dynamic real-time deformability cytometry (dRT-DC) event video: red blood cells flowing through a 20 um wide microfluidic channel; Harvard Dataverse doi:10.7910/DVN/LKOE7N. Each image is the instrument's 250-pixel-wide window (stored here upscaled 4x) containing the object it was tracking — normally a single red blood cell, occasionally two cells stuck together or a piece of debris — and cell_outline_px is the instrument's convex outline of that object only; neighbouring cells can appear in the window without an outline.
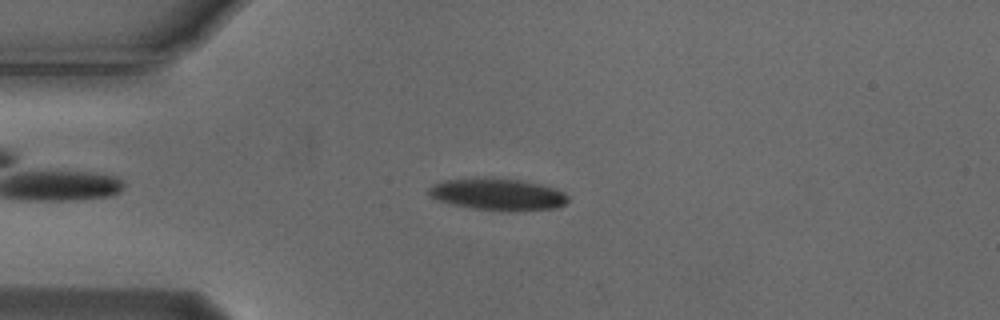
{"species": "Egyptian fruit bat (a non-hibernating species)", "species_latin": "Rousettus aegyptiacus", "temperature_condition": "cold", "stored_images_in_passage": 30, "camera_frame_rate_fps": 3000, "um_per_image_px": 0.085, "animal": {"sex": "male"}, "frame": {"image": 1, "passage_image": 2, "time_ms": 0.333, "image_size_px": [1000, 320], "cell_outline_px": [[568, 200], [564, 204], [556, 208], [512, 212], [508, 212], [472, 208], [452, 204], [428, 196], [428, 188], [444, 180], [520, 180], [540, 184], [564, 192], [568, 196]], "centroid_in_image_um": [42.36, 16.57], "position_along_channel_um": 42.6, "area_um2": 25.09}}
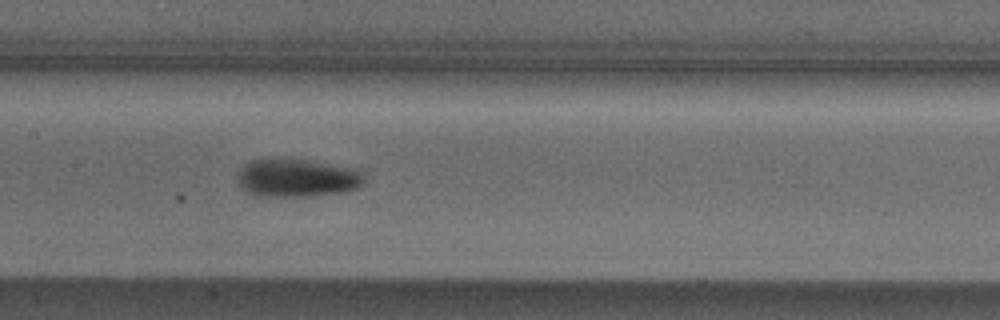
{"frame": {"image": 2, "passage_image": 15, "time_ms": 4.667, "image_size_px": [1000, 320], "cell_outline_px": [[364, 184], [356, 188], [340, 192], [308, 196], [256, 196], [240, 188], [236, 180], [236, 176], [240, 168], [244, 164], [252, 160], [288, 156], [360, 168], [364, 176]], "centroid_in_image_um": [25.23, 15.07], "position_along_channel_um": 182.2, "area_um2": 29.25}}
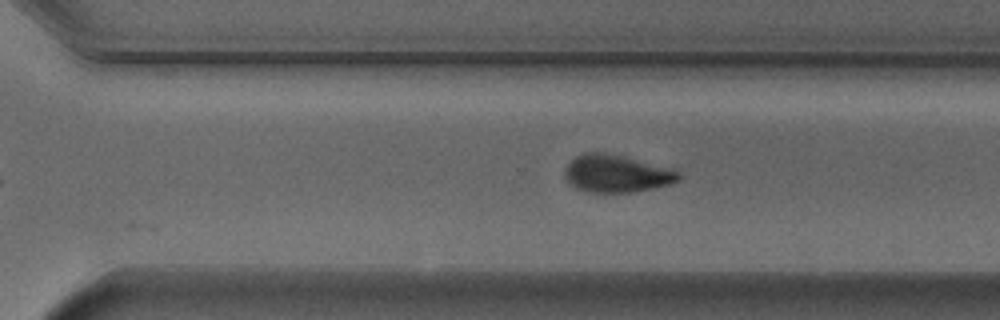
{"frame": {"image": 3, "passage_image": 26, "time_ms": 8.333, "image_size_px": [1000, 320], "cell_outline_px": [[680, 180], [672, 184], [632, 192], [588, 192], [576, 188], [568, 184], [564, 176], [564, 168], [576, 156], [584, 152], [604, 152], [672, 168], [680, 172]], "centroid_in_image_um": [52.39, 14.76], "position_along_channel_um": 318.2, "area_um2": 24.97}, "authors_computed_cell_mechanics": {"area_um2": 27.166, "velocity_mm_per_s": 3.7219, "shape_relaxation_time_tau1_ms": 2.484, "shape_relaxation_time_tau2_ms": null, "deformation_change_tau1": 0.113, "deformation_change_tau2": null}}